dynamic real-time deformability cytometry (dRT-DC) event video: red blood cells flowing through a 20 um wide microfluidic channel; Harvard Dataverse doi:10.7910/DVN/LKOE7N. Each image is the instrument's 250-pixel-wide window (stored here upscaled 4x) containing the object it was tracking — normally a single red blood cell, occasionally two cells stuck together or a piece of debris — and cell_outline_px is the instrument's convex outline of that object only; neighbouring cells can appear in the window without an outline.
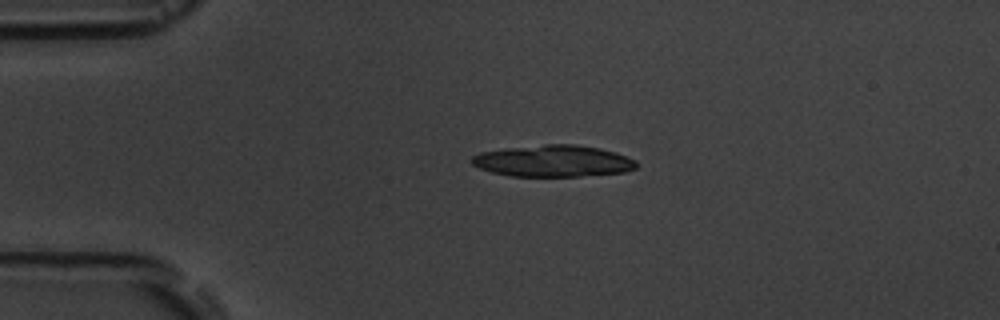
{"species": "common noctule bat (a hibernating species)", "species_latin": "Nyctalus noctula", "temperature_condition": "room temperature", "stored_images_in_passage": 3, "camera_frame_rate_fps": 3000, "um_per_image_px": 0.085, "animal": {"sex": "male", "body_mass_g": 19.5, "forearm_length_mm": 54.6}, "frame": {"image": 1, "passage_image": 3, "time_ms": 2.0, "image_size_px": [1000, 320], "cell_outline_px": [[636, 168], [624, 172], [580, 176], [512, 176], [492, 172], [480, 168], [472, 164], [472, 156], [480, 152], [504, 148], [544, 144], [576, 144], [600, 148], [616, 152], [636, 160]], "centroid_in_image_um": [47.02, 13.67], "position_along_channel_um": 38.0, "area_um2": 30.4}}